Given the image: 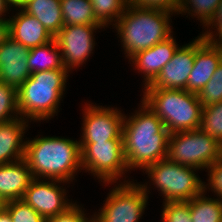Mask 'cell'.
I'll return each mask as SVG.
<instances>
[{
    "label": "cell",
    "mask_w": 222,
    "mask_h": 222,
    "mask_svg": "<svg viewBox=\"0 0 222 222\" xmlns=\"http://www.w3.org/2000/svg\"><path fill=\"white\" fill-rule=\"evenodd\" d=\"M181 0H128L130 4L178 13Z\"/></svg>",
    "instance_id": "34"
},
{
    "label": "cell",
    "mask_w": 222,
    "mask_h": 222,
    "mask_svg": "<svg viewBox=\"0 0 222 222\" xmlns=\"http://www.w3.org/2000/svg\"><path fill=\"white\" fill-rule=\"evenodd\" d=\"M0 222H12L10 215L6 210L0 212Z\"/></svg>",
    "instance_id": "37"
},
{
    "label": "cell",
    "mask_w": 222,
    "mask_h": 222,
    "mask_svg": "<svg viewBox=\"0 0 222 222\" xmlns=\"http://www.w3.org/2000/svg\"><path fill=\"white\" fill-rule=\"evenodd\" d=\"M64 26L102 25L94 15L90 0H61Z\"/></svg>",
    "instance_id": "23"
},
{
    "label": "cell",
    "mask_w": 222,
    "mask_h": 222,
    "mask_svg": "<svg viewBox=\"0 0 222 222\" xmlns=\"http://www.w3.org/2000/svg\"><path fill=\"white\" fill-rule=\"evenodd\" d=\"M179 47L173 34L164 41L155 44L149 49L136 52L129 58V62L144 77L143 88L150 85L158 76L161 69L172 59Z\"/></svg>",
    "instance_id": "15"
},
{
    "label": "cell",
    "mask_w": 222,
    "mask_h": 222,
    "mask_svg": "<svg viewBox=\"0 0 222 222\" xmlns=\"http://www.w3.org/2000/svg\"><path fill=\"white\" fill-rule=\"evenodd\" d=\"M10 6L12 7V4L8 0H0V19H8V18H5L4 16H6L5 13H7L8 11H11L9 10L11 9Z\"/></svg>",
    "instance_id": "36"
},
{
    "label": "cell",
    "mask_w": 222,
    "mask_h": 222,
    "mask_svg": "<svg viewBox=\"0 0 222 222\" xmlns=\"http://www.w3.org/2000/svg\"><path fill=\"white\" fill-rule=\"evenodd\" d=\"M5 210L12 222H46L44 217L22 199L7 202Z\"/></svg>",
    "instance_id": "29"
},
{
    "label": "cell",
    "mask_w": 222,
    "mask_h": 222,
    "mask_svg": "<svg viewBox=\"0 0 222 222\" xmlns=\"http://www.w3.org/2000/svg\"><path fill=\"white\" fill-rule=\"evenodd\" d=\"M162 9L146 8L128 3L123 15L112 27L120 38L124 55L128 59L136 52L149 49L173 34L171 16Z\"/></svg>",
    "instance_id": "3"
},
{
    "label": "cell",
    "mask_w": 222,
    "mask_h": 222,
    "mask_svg": "<svg viewBox=\"0 0 222 222\" xmlns=\"http://www.w3.org/2000/svg\"><path fill=\"white\" fill-rule=\"evenodd\" d=\"M30 49L10 36L0 45V82L18 89L30 76Z\"/></svg>",
    "instance_id": "14"
},
{
    "label": "cell",
    "mask_w": 222,
    "mask_h": 222,
    "mask_svg": "<svg viewBox=\"0 0 222 222\" xmlns=\"http://www.w3.org/2000/svg\"><path fill=\"white\" fill-rule=\"evenodd\" d=\"M19 7L35 17L53 37L64 26L61 0H26Z\"/></svg>",
    "instance_id": "20"
},
{
    "label": "cell",
    "mask_w": 222,
    "mask_h": 222,
    "mask_svg": "<svg viewBox=\"0 0 222 222\" xmlns=\"http://www.w3.org/2000/svg\"><path fill=\"white\" fill-rule=\"evenodd\" d=\"M9 37L8 19H0V45Z\"/></svg>",
    "instance_id": "35"
},
{
    "label": "cell",
    "mask_w": 222,
    "mask_h": 222,
    "mask_svg": "<svg viewBox=\"0 0 222 222\" xmlns=\"http://www.w3.org/2000/svg\"><path fill=\"white\" fill-rule=\"evenodd\" d=\"M6 204V200L0 195V212L5 210Z\"/></svg>",
    "instance_id": "39"
},
{
    "label": "cell",
    "mask_w": 222,
    "mask_h": 222,
    "mask_svg": "<svg viewBox=\"0 0 222 222\" xmlns=\"http://www.w3.org/2000/svg\"><path fill=\"white\" fill-rule=\"evenodd\" d=\"M203 28L207 30L200 34L204 41L222 50V0H220L213 17Z\"/></svg>",
    "instance_id": "30"
},
{
    "label": "cell",
    "mask_w": 222,
    "mask_h": 222,
    "mask_svg": "<svg viewBox=\"0 0 222 222\" xmlns=\"http://www.w3.org/2000/svg\"><path fill=\"white\" fill-rule=\"evenodd\" d=\"M13 7H19L26 0H8Z\"/></svg>",
    "instance_id": "38"
},
{
    "label": "cell",
    "mask_w": 222,
    "mask_h": 222,
    "mask_svg": "<svg viewBox=\"0 0 222 222\" xmlns=\"http://www.w3.org/2000/svg\"><path fill=\"white\" fill-rule=\"evenodd\" d=\"M169 135L162 120L142 101L129 118L124 114L122 137L129 171L144 172L149 165L167 158Z\"/></svg>",
    "instance_id": "1"
},
{
    "label": "cell",
    "mask_w": 222,
    "mask_h": 222,
    "mask_svg": "<svg viewBox=\"0 0 222 222\" xmlns=\"http://www.w3.org/2000/svg\"><path fill=\"white\" fill-rule=\"evenodd\" d=\"M19 117L17 89L0 82V123Z\"/></svg>",
    "instance_id": "27"
},
{
    "label": "cell",
    "mask_w": 222,
    "mask_h": 222,
    "mask_svg": "<svg viewBox=\"0 0 222 222\" xmlns=\"http://www.w3.org/2000/svg\"><path fill=\"white\" fill-rule=\"evenodd\" d=\"M33 179L25 159L0 165V195L6 202L22 199Z\"/></svg>",
    "instance_id": "19"
},
{
    "label": "cell",
    "mask_w": 222,
    "mask_h": 222,
    "mask_svg": "<svg viewBox=\"0 0 222 222\" xmlns=\"http://www.w3.org/2000/svg\"><path fill=\"white\" fill-rule=\"evenodd\" d=\"M16 9L19 12L8 18L11 38L29 49L45 45L54 39L35 17L28 15L20 7Z\"/></svg>",
    "instance_id": "16"
},
{
    "label": "cell",
    "mask_w": 222,
    "mask_h": 222,
    "mask_svg": "<svg viewBox=\"0 0 222 222\" xmlns=\"http://www.w3.org/2000/svg\"><path fill=\"white\" fill-rule=\"evenodd\" d=\"M204 42V39L198 36L190 43L178 47L172 59L161 69L154 81L144 88L186 90L196 50Z\"/></svg>",
    "instance_id": "13"
},
{
    "label": "cell",
    "mask_w": 222,
    "mask_h": 222,
    "mask_svg": "<svg viewBox=\"0 0 222 222\" xmlns=\"http://www.w3.org/2000/svg\"><path fill=\"white\" fill-rule=\"evenodd\" d=\"M197 95L203 106H209L222 101V61L211 79Z\"/></svg>",
    "instance_id": "28"
},
{
    "label": "cell",
    "mask_w": 222,
    "mask_h": 222,
    "mask_svg": "<svg viewBox=\"0 0 222 222\" xmlns=\"http://www.w3.org/2000/svg\"><path fill=\"white\" fill-rule=\"evenodd\" d=\"M95 18L104 26H113L123 15L128 0H90Z\"/></svg>",
    "instance_id": "24"
},
{
    "label": "cell",
    "mask_w": 222,
    "mask_h": 222,
    "mask_svg": "<svg viewBox=\"0 0 222 222\" xmlns=\"http://www.w3.org/2000/svg\"><path fill=\"white\" fill-rule=\"evenodd\" d=\"M203 191L189 201L192 222H222V200L205 196Z\"/></svg>",
    "instance_id": "22"
},
{
    "label": "cell",
    "mask_w": 222,
    "mask_h": 222,
    "mask_svg": "<svg viewBox=\"0 0 222 222\" xmlns=\"http://www.w3.org/2000/svg\"><path fill=\"white\" fill-rule=\"evenodd\" d=\"M162 209V222H192L189 201L165 202Z\"/></svg>",
    "instance_id": "31"
},
{
    "label": "cell",
    "mask_w": 222,
    "mask_h": 222,
    "mask_svg": "<svg viewBox=\"0 0 222 222\" xmlns=\"http://www.w3.org/2000/svg\"><path fill=\"white\" fill-rule=\"evenodd\" d=\"M209 176L207 184H204V191L207 193V189L214 192L217 198L222 200V158L219 161L214 162L207 170Z\"/></svg>",
    "instance_id": "33"
},
{
    "label": "cell",
    "mask_w": 222,
    "mask_h": 222,
    "mask_svg": "<svg viewBox=\"0 0 222 222\" xmlns=\"http://www.w3.org/2000/svg\"><path fill=\"white\" fill-rule=\"evenodd\" d=\"M27 63L31 73L67 70L62 63L61 52L55 39L45 45L31 48Z\"/></svg>",
    "instance_id": "21"
},
{
    "label": "cell",
    "mask_w": 222,
    "mask_h": 222,
    "mask_svg": "<svg viewBox=\"0 0 222 222\" xmlns=\"http://www.w3.org/2000/svg\"><path fill=\"white\" fill-rule=\"evenodd\" d=\"M220 0H181L179 5V14H187L200 20L201 25L205 26L213 17Z\"/></svg>",
    "instance_id": "25"
},
{
    "label": "cell",
    "mask_w": 222,
    "mask_h": 222,
    "mask_svg": "<svg viewBox=\"0 0 222 222\" xmlns=\"http://www.w3.org/2000/svg\"><path fill=\"white\" fill-rule=\"evenodd\" d=\"M142 102L164 123L170 134L199 129L203 105L187 90L143 88Z\"/></svg>",
    "instance_id": "5"
},
{
    "label": "cell",
    "mask_w": 222,
    "mask_h": 222,
    "mask_svg": "<svg viewBox=\"0 0 222 222\" xmlns=\"http://www.w3.org/2000/svg\"><path fill=\"white\" fill-rule=\"evenodd\" d=\"M149 186L129 179L116 183L108 192L101 209L93 214L94 222H139L147 207Z\"/></svg>",
    "instance_id": "8"
},
{
    "label": "cell",
    "mask_w": 222,
    "mask_h": 222,
    "mask_svg": "<svg viewBox=\"0 0 222 222\" xmlns=\"http://www.w3.org/2000/svg\"><path fill=\"white\" fill-rule=\"evenodd\" d=\"M68 70L31 73L17 89L19 115L25 120L40 122L57 116L68 80Z\"/></svg>",
    "instance_id": "4"
},
{
    "label": "cell",
    "mask_w": 222,
    "mask_h": 222,
    "mask_svg": "<svg viewBox=\"0 0 222 222\" xmlns=\"http://www.w3.org/2000/svg\"><path fill=\"white\" fill-rule=\"evenodd\" d=\"M24 159L33 178L38 179H55L70 184L83 170L80 143L71 138L37 136L28 139Z\"/></svg>",
    "instance_id": "2"
},
{
    "label": "cell",
    "mask_w": 222,
    "mask_h": 222,
    "mask_svg": "<svg viewBox=\"0 0 222 222\" xmlns=\"http://www.w3.org/2000/svg\"><path fill=\"white\" fill-rule=\"evenodd\" d=\"M87 104V105H86ZM83 108L82 136L79 143L107 142L123 139L124 113L113 107L85 103Z\"/></svg>",
    "instance_id": "10"
},
{
    "label": "cell",
    "mask_w": 222,
    "mask_h": 222,
    "mask_svg": "<svg viewBox=\"0 0 222 222\" xmlns=\"http://www.w3.org/2000/svg\"><path fill=\"white\" fill-rule=\"evenodd\" d=\"M144 171L151 185L163 195V203L190 201L204 191V184L207 183L195 173L199 169L172 162L168 158L149 165Z\"/></svg>",
    "instance_id": "6"
},
{
    "label": "cell",
    "mask_w": 222,
    "mask_h": 222,
    "mask_svg": "<svg viewBox=\"0 0 222 222\" xmlns=\"http://www.w3.org/2000/svg\"><path fill=\"white\" fill-rule=\"evenodd\" d=\"M46 222H94V216L87 217L84 208L74 202L66 211L46 219Z\"/></svg>",
    "instance_id": "32"
},
{
    "label": "cell",
    "mask_w": 222,
    "mask_h": 222,
    "mask_svg": "<svg viewBox=\"0 0 222 222\" xmlns=\"http://www.w3.org/2000/svg\"><path fill=\"white\" fill-rule=\"evenodd\" d=\"M200 128L222 145V101L203 106Z\"/></svg>",
    "instance_id": "26"
},
{
    "label": "cell",
    "mask_w": 222,
    "mask_h": 222,
    "mask_svg": "<svg viewBox=\"0 0 222 222\" xmlns=\"http://www.w3.org/2000/svg\"><path fill=\"white\" fill-rule=\"evenodd\" d=\"M33 178L22 200L45 219L66 211L74 203L67 198L65 181ZM63 183V185H62ZM62 185V186H61Z\"/></svg>",
    "instance_id": "12"
},
{
    "label": "cell",
    "mask_w": 222,
    "mask_h": 222,
    "mask_svg": "<svg viewBox=\"0 0 222 222\" xmlns=\"http://www.w3.org/2000/svg\"><path fill=\"white\" fill-rule=\"evenodd\" d=\"M105 29L103 25H68L63 26L54 37L60 52L64 67L70 72L79 68L93 54L95 48L94 32Z\"/></svg>",
    "instance_id": "11"
},
{
    "label": "cell",
    "mask_w": 222,
    "mask_h": 222,
    "mask_svg": "<svg viewBox=\"0 0 222 222\" xmlns=\"http://www.w3.org/2000/svg\"><path fill=\"white\" fill-rule=\"evenodd\" d=\"M167 158L199 170L222 158V145L201 128L169 135Z\"/></svg>",
    "instance_id": "7"
},
{
    "label": "cell",
    "mask_w": 222,
    "mask_h": 222,
    "mask_svg": "<svg viewBox=\"0 0 222 222\" xmlns=\"http://www.w3.org/2000/svg\"><path fill=\"white\" fill-rule=\"evenodd\" d=\"M222 61V50L204 42L195 53L193 69L189 75L186 90L198 94L211 79Z\"/></svg>",
    "instance_id": "17"
},
{
    "label": "cell",
    "mask_w": 222,
    "mask_h": 222,
    "mask_svg": "<svg viewBox=\"0 0 222 222\" xmlns=\"http://www.w3.org/2000/svg\"><path fill=\"white\" fill-rule=\"evenodd\" d=\"M80 148L82 169L100 179L98 181L106 186L118 183V180L120 182L129 171L124 156L123 139L80 143Z\"/></svg>",
    "instance_id": "9"
},
{
    "label": "cell",
    "mask_w": 222,
    "mask_h": 222,
    "mask_svg": "<svg viewBox=\"0 0 222 222\" xmlns=\"http://www.w3.org/2000/svg\"><path fill=\"white\" fill-rule=\"evenodd\" d=\"M28 124L29 121L21 117L0 123V165L24 158L26 147L24 134L27 132L25 130Z\"/></svg>",
    "instance_id": "18"
}]
</instances>
